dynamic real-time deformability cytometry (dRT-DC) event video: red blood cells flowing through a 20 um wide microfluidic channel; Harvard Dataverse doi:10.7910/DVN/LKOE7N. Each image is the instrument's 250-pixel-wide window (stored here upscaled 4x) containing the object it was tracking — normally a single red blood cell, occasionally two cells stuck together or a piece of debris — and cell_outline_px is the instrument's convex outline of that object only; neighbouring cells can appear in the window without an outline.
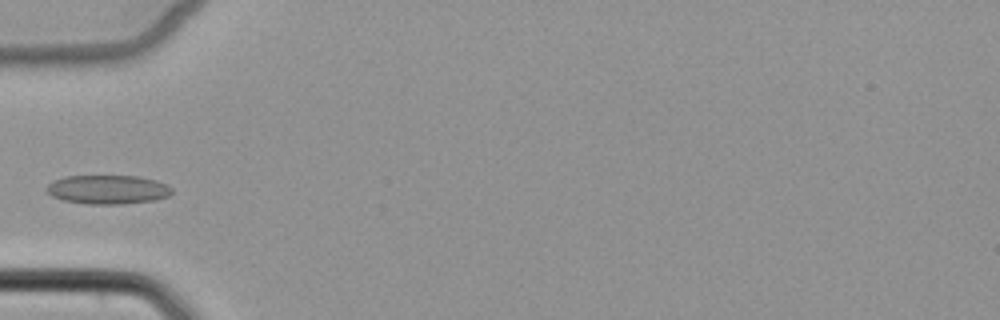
{"species": "common noctule bat (a hibernating species)", "species_latin": "Nyctalus noctula", "temperature_condition": "cold", "stored_images_in_passage": 4, "camera_frame_rate_fps": 3000, "um_per_image_px": 0.085, "animal": {"sex": "female", "body_mass_g": 22.7, "forearm_length_mm": 54.2}, "frame": {"image": 1, "passage_image": 4, "time_ms": 5.333, "image_size_px": [1000, 320], "cell_outline_px": [[172, 192], [168, 196], [156, 200], [120, 204], [88, 204], [64, 200], [52, 196], [44, 188], [52, 180], [64, 176], [140, 176], [156, 180], [168, 184], [172, 188]], "centroid_in_image_um": [9.17, 16.1], "position_along_channel_um": 75.8, "area_um2": 21.33}}